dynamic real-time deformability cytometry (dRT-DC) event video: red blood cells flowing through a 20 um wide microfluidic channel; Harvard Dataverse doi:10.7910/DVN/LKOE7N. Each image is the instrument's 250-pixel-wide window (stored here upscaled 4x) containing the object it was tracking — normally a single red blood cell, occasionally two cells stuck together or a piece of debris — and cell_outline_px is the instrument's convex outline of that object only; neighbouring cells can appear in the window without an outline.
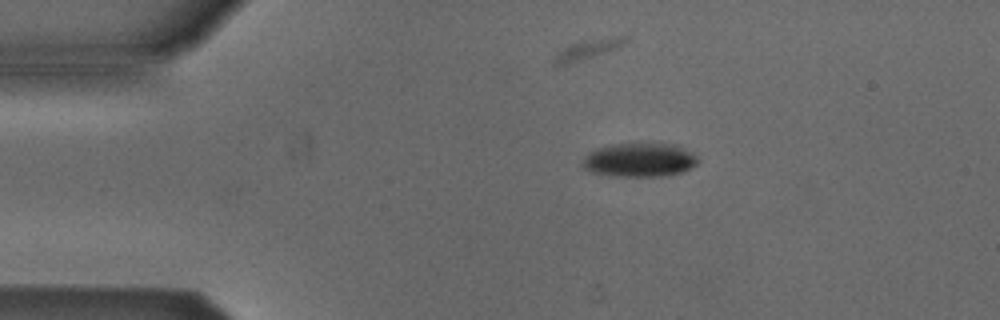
{"species": "Egyptian fruit bat (a non-hibernating species)", "species_latin": "Rousettus aegyptiacus", "temperature_condition": "cold", "stored_images_in_passage": 2, "camera_frame_rate_fps": 3000, "um_per_image_px": 0.085, "animal": {"sex": "male"}, "frame": {"image": 1, "passage_image": 1, "time_ms": 0.0, "image_size_px": [1000, 320], "cell_outline_px": [[700, 160], [696, 164], [680, 172], [660, 176], [620, 176], [592, 172], [584, 168], [580, 164], [584, 156], [588, 152], [596, 148], [608, 144], [676, 144], [692, 152]], "centroid_in_image_um": [54.32, 13.58], "position_along_channel_um": 30.7, "area_um2": 22.66}}